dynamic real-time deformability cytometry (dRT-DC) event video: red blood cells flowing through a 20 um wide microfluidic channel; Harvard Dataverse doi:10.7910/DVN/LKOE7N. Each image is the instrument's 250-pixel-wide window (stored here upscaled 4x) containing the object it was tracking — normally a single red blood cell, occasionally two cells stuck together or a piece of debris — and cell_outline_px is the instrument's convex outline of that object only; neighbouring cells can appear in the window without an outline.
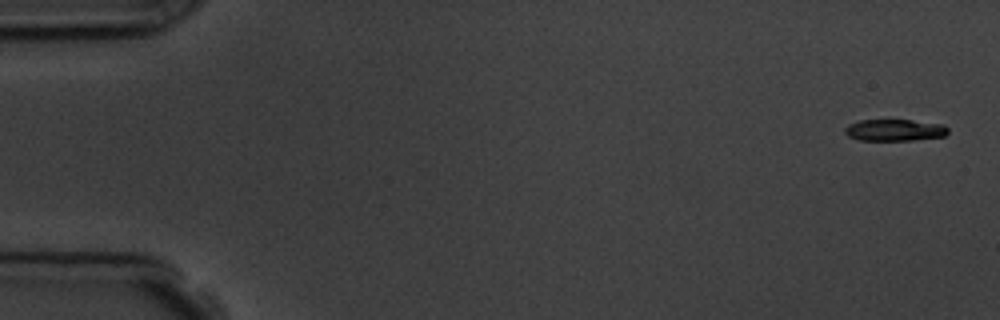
{"species": "common noctule bat (a hibernating species)", "species_latin": "Nyctalus noctula", "temperature_condition": "room temperature", "stored_images_in_passage": 9, "camera_frame_rate_fps": 3000, "um_per_image_px": 0.085, "animal": {"sex": "male", "body_mass_g": 19.5, "forearm_length_mm": 54.6}, "frame": {"image": 1, "passage_image": 1, "time_ms": 0.0, "image_size_px": [1000, 320], "cell_outline_px": [[948, 132], [944, 136], [912, 140], [860, 140], [848, 136], [844, 132], [844, 128], [848, 124], [860, 120], [912, 120], [944, 124], [948, 128]], "centroid_in_image_um": [76.03, 11.05], "position_along_channel_um": 9.0, "area_um2": 13.06}}
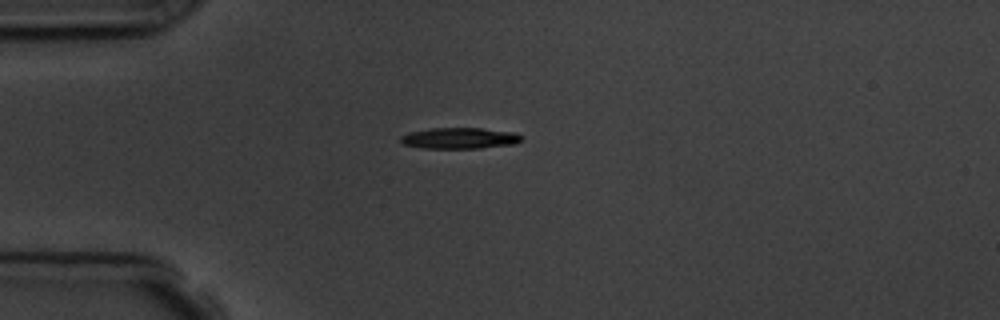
{"frame": {"image": 2, "passage_image": 4, "time_ms": 4.333, "image_size_px": [1000, 320], "cell_outline_px": [[524, 136], [516, 144], [480, 148], [424, 148], [404, 144], [400, 140], [400, 136], [408, 132], [432, 128], [480, 128], [516, 132]], "centroid_in_image_um": [39.1, 11.74], "position_along_channel_um": 45.9, "area_um2": 14.91}}